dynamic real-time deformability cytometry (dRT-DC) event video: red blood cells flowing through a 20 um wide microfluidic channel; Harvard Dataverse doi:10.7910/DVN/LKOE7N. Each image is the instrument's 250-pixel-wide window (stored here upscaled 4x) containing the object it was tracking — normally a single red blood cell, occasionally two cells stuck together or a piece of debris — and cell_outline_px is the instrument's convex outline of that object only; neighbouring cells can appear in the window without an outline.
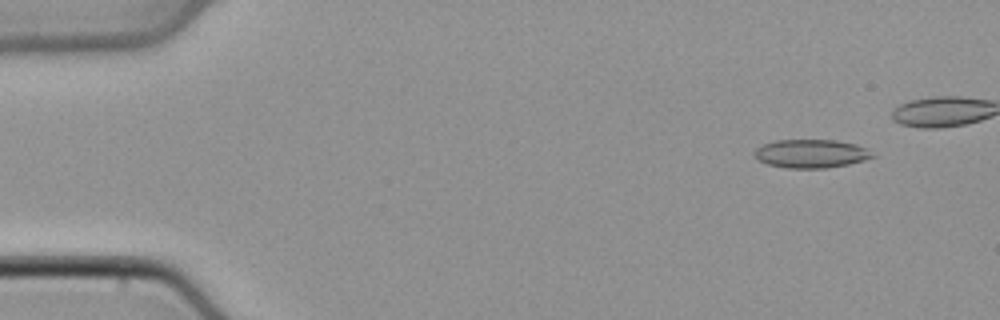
{"species": "common noctule bat (a hibernating species)", "species_latin": "Nyctalus noctula", "temperature_condition": "cold", "stored_images_in_passage": 41, "camera_frame_rate_fps": 3000, "um_per_image_px": 0.085, "animal": {"sex": "male", "body_mass_g": 21.5, "forearm_length_mm": 52.0}, "frame": {"image": 1, "passage_image": 5, "time_ms": 1.333, "image_size_px": [1000, 320], "cell_outline_px": [[876, 156], [864, 160], [848, 164], [824, 168], [788, 168], [768, 164], [760, 160], [756, 156], [756, 148], [764, 144], [776, 140], [836, 140], [856, 144], [864, 148]], "centroid_in_image_um": [68.96, 13.05], "position_along_channel_um": 16.0, "area_um2": 19.25}}
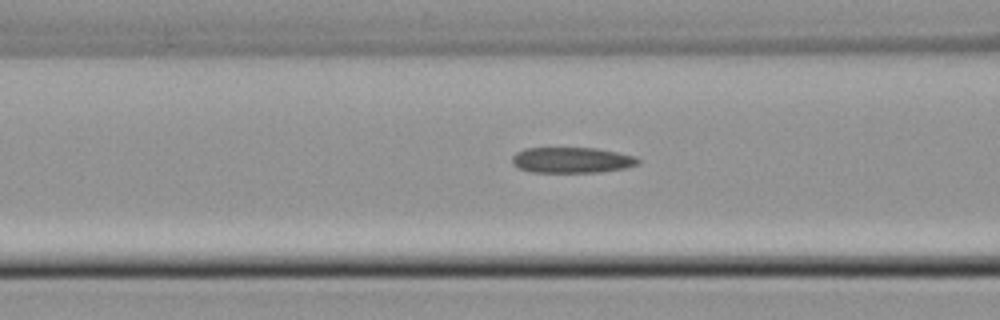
{"frame": {"image": 2, "passage_image": 20, "time_ms": 6.333, "image_size_px": [1000, 320], "cell_outline_px": [[640, 164], [624, 168], [600, 172], [532, 172], [520, 168], [512, 164], [512, 156], [516, 152], [524, 148], [596, 148], [616, 152], [632, 156], [640, 160]], "centroid_in_image_um": [48.58, 13.61], "position_along_channel_um": 118.0, "area_um2": 18.79}}
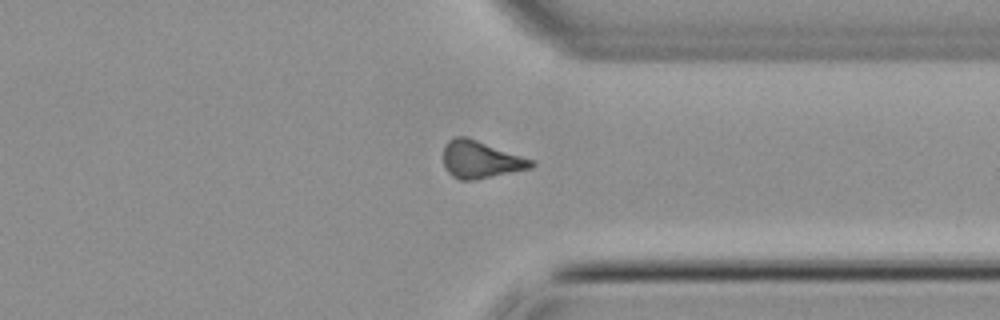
{"frame": {"image": 3, "passage_image": 38, "time_ms": 12.333, "image_size_px": [1000, 320], "cell_outline_px": [[536, 164], [532, 168], [476, 180], [460, 180], [452, 176], [448, 172], [444, 164], [444, 148], [448, 140], [456, 136], [464, 136], [476, 140], [532, 160]], "centroid_in_image_um": [40.84, 13.58], "position_along_channel_um": 370.6, "area_um2": 18.84}}